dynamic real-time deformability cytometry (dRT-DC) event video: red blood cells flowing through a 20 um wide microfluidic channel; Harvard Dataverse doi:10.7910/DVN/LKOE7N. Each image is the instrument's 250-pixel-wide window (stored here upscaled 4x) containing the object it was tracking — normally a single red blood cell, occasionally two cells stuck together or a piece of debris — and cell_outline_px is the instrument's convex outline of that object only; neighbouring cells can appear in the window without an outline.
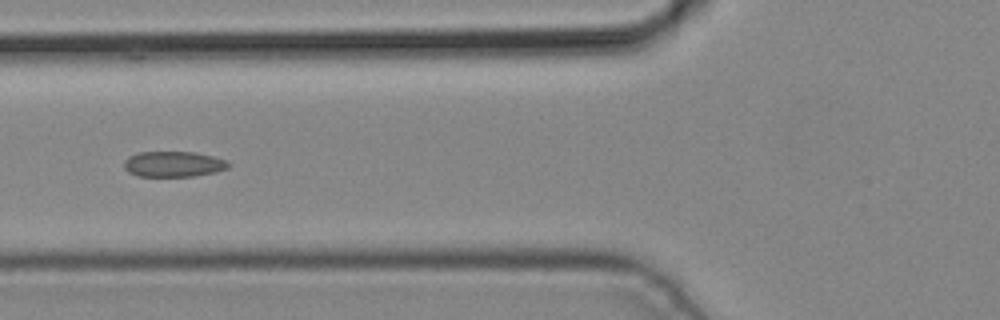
{"species": "common noctule bat (a hibernating species)", "species_latin": "Nyctalus noctula", "temperature_condition": "cold", "stored_images_in_passage": 5, "camera_frame_rate_fps": 3000, "um_per_image_px": 0.085, "animal": {"sex": "male", "body_mass_g": 19.2, "forearm_length_mm": 51.8}, "frame": {"image": 1, "passage_image": 5, "time_ms": 1.333, "image_size_px": [1000, 320], "cell_outline_px": [[232, 164], [228, 168], [216, 172], [192, 176], [136, 176], [128, 172], [124, 168], [124, 160], [128, 156], [136, 152], [196, 152], [228, 160]], "centroid_in_image_um": [14.75, 13.94], "position_along_channel_um": 111.1, "area_um2": 15.78}}